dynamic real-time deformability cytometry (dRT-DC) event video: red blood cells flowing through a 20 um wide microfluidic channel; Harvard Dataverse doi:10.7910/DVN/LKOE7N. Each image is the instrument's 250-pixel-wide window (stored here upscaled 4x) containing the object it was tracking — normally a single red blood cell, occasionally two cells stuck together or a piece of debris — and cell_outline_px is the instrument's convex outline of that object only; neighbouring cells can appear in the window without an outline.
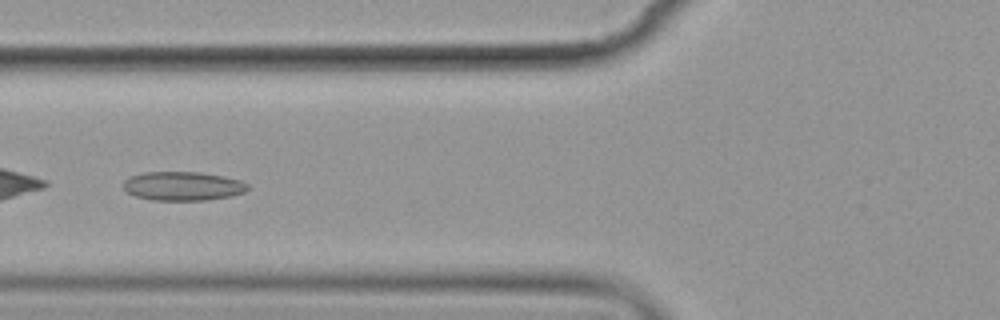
{"species": "common noctule bat (a hibernating species)", "species_latin": "Nyctalus noctula", "temperature_condition": "cold", "stored_images_in_passage": 6, "camera_frame_rate_fps": 3000, "um_per_image_px": 0.085, "animal": {"sex": "female", "body_mass_g": 19.9}, "frame": {"image": 1, "passage_image": 4, "time_ms": 3.667, "image_size_px": [1000, 320], "cell_outline_px": [[248, 188], [244, 192], [232, 196], [208, 200], [152, 200], [136, 196], [128, 192], [124, 188], [124, 180], [132, 176], [144, 172], [200, 172], [224, 176], [240, 180], [248, 184]], "centroid_in_image_um": [15.57, 15.81], "position_along_channel_um": 110.2, "area_um2": 20.92}}
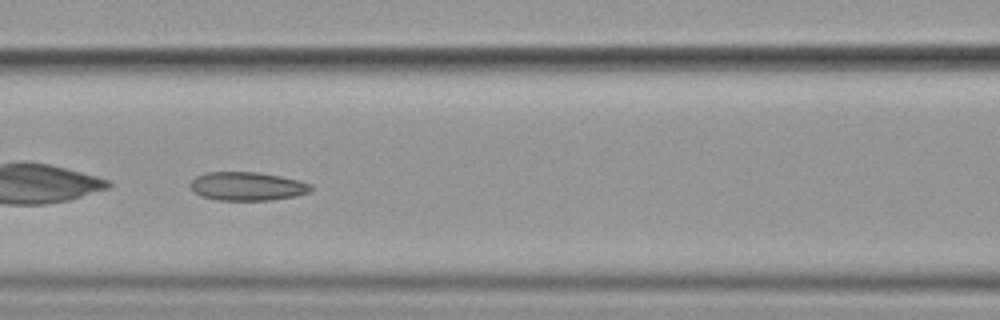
{"frame": {"image": 2, "passage_image": 5, "time_ms": 4.667, "image_size_px": [1000, 320], "cell_outline_px": [[312, 188], [308, 192], [296, 196], [272, 200], [216, 200], [200, 196], [188, 184], [196, 176], [208, 172], [260, 172], [300, 180], [312, 184]], "centroid_in_image_um": [21.02, 15.83], "position_along_channel_um": 145.6, "area_um2": 20.17}}